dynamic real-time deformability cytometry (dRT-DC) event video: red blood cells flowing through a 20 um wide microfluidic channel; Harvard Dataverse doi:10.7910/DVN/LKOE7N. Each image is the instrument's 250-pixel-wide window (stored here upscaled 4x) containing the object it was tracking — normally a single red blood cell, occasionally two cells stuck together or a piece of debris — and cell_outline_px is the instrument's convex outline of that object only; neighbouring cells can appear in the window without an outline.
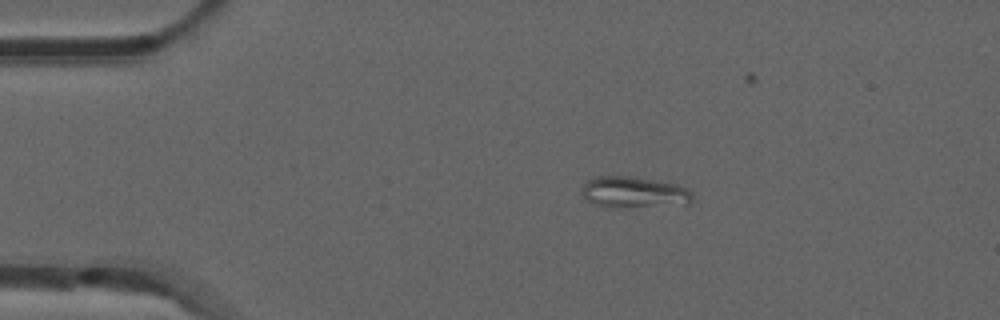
{"species": "common noctule bat (a hibernating species)", "species_latin": "Nyctalus noctula", "temperature_condition": "room temperature", "stored_images_in_passage": 52, "camera_frame_rate_fps": 3000, "um_per_image_px": 0.085, "animal": {"sex": "male", "forearm_length_mm": 52.5}, "frame": {"image": 1, "passage_image": 9, "time_ms": 2.667, "image_size_px": [1000, 320], "cell_outline_px": [[692, 200], [688, 204], [620, 208], [604, 208], [588, 200], [580, 192], [584, 184], [588, 180], [596, 176], [632, 176], [676, 184], [688, 188], [692, 192]], "centroid_in_image_um": [53.88, 16.35], "position_along_channel_um": 31.1, "area_um2": 20.4}}
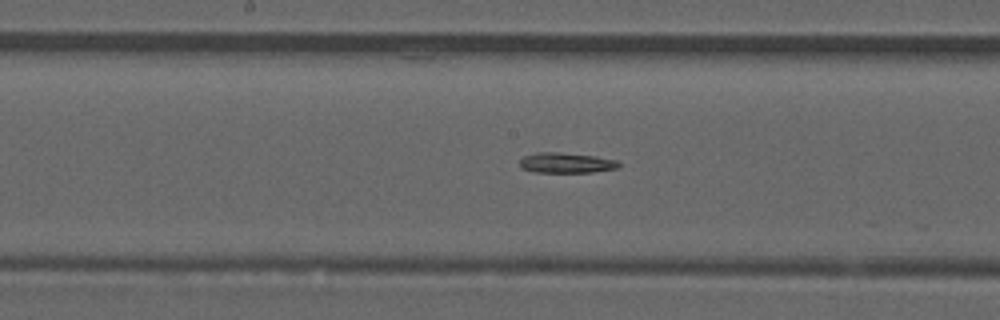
{"frame": {"image": 2, "passage_image": 26, "time_ms": 8.333, "image_size_px": [1000, 320], "cell_outline_px": [[620, 164], [616, 168], [592, 172], [532, 172], [520, 168], [520, 160], [524, 156], [536, 152], [556, 152], [596, 156], [616, 160]], "centroid_in_image_um": [48.08, 13.84], "position_along_channel_um": 200.1, "area_um2": 11.68}}
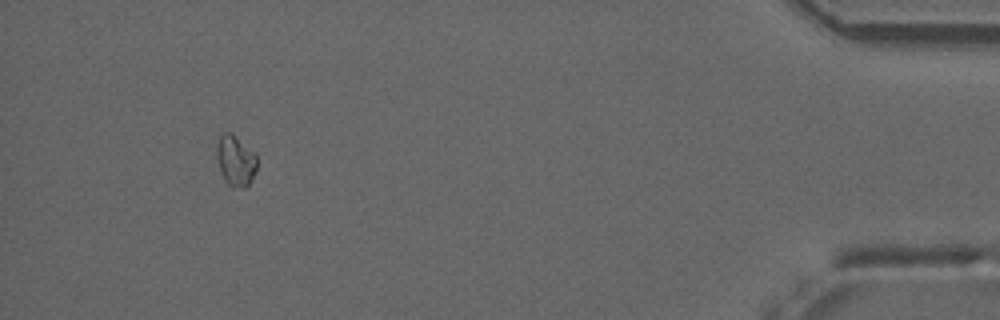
{"frame": {"image": 3, "passage_image": 48, "time_ms": 15.667, "image_size_px": [1000, 320], "cell_outline_px": [[256, 172], [252, 180], [244, 188], [232, 188], [224, 180], [216, 156], [216, 148], [220, 132], [232, 132], [256, 152]], "centroid_in_image_um": [20.03, 13.62], "position_along_channel_um": 415.2, "area_um2": 12.25}}